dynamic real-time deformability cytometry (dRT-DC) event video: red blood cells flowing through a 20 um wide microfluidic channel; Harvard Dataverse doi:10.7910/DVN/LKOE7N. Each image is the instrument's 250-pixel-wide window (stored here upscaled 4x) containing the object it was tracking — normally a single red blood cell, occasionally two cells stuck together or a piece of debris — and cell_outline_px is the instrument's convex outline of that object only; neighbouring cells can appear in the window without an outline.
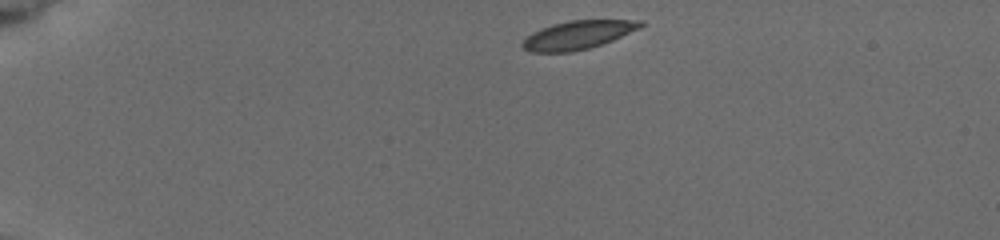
{"species": "common noctule bat (a hibernating species)", "species_latin": "Nyctalus noctula", "temperature_condition": "cold", "stored_images_in_passage": 6, "camera_frame_rate_fps": 3000, "um_per_image_px": 0.085, "animal": {"sex": "female", "body_mass_g": 19.5, "forearm_length_mm": 54.1}, "frame": {"image": 1, "passage_image": 1, "time_ms": 0.0, "image_size_px": [1000, 240], "cell_outline_px": [[644, 24], [640, 28], [612, 40], [588, 48], [572, 52], [532, 52], [524, 48], [520, 44], [532, 32], [540, 28], [552, 24], [568, 20], [644, 20]], "centroid_in_image_um": [49.11, 2.96], "position_along_channel_um": 35.9, "area_um2": 19.48}}
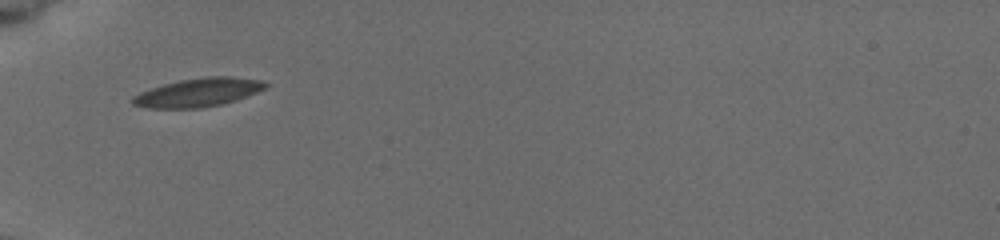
{"frame": {"image": 2, "passage_image": 4, "time_ms": 2.667, "image_size_px": [1000, 240], "cell_outline_px": [[268, 84], [264, 88], [256, 92], [236, 100], [220, 104], [196, 108], [148, 108], [132, 104], [132, 96], [140, 92], [164, 84], [180, 80], [208, 76], [232, 76], [264, 80]], "centroid_in_image_um": [16.85, 7.85], "position_along_channel_um": 68.1, "area_um2": 21.91}}
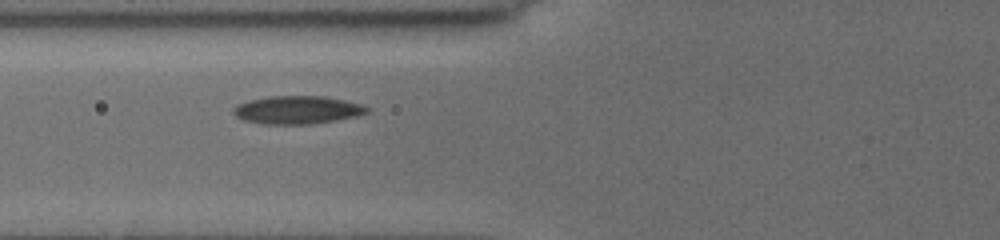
{"frame": {"image": 3, "passage_image": 5, "time_ms": 3.667, "image_size_px": [1000, 240], "cell_outline_px": [[368, 112], [356, 116], [336, 120], [312, 124], [264, 124], [244, 120], [236, 116], [232, 112], [232, 108], [236, 104], [248, 100], [268, 96], [324, 96], [344, 100], [360, 104], [368, 108]], "centroid_in_image_um": [25.22, 9.34], "position_along_channel_um": 100.6, "area_um2": 21.85}}